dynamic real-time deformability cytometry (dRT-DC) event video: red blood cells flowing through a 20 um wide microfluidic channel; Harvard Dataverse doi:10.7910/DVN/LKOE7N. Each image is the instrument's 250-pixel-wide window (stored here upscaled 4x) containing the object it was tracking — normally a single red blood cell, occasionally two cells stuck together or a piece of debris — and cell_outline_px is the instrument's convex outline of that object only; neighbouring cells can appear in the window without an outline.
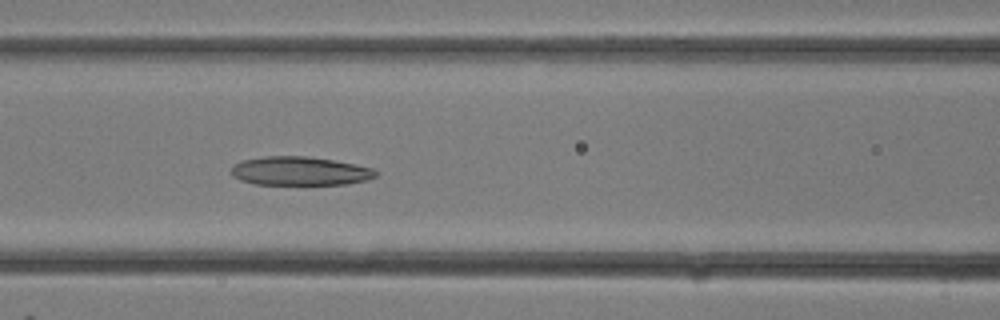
{"species": "common noctule bat (a hibernating species)", "species_latin": "Nyctalus noctula", "temperature_condition": "room temperature", "stored_images_in_passage": 10, "camera_frame_rate_fps": 3000, "um_per_image_px": 0.085, "animal": {"sex": "female"}, "frame": {"image": 1, "passage_image": 4, "time_ms": 1.0, "image_size_px": [1000, 320], "cell_outline_px": [[380, 172], [376, 176], [368, 180], [348, 184], [256, 184], [240, 180], [232, 176], [228, 172], [232, 164], [244, 160], [264, 156], [308, 156], [332, 160], [372, 168]], "centroid_in_image_um": [25.45, 14.54], "position_along_channel_um": 141.1, "area_um2": 24.33}}
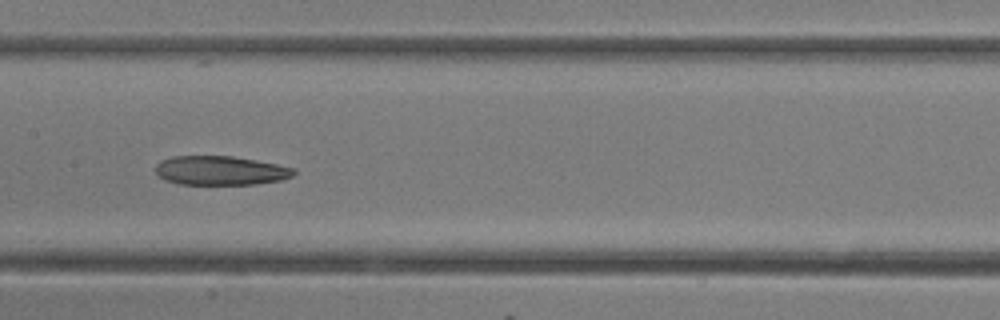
{"frame": {"image": 2, "passage_image": 6, "time_ms": 1.667, "image_size_px": [1000, 320], "cell_outline_px": [[296, 172], [292, 176], [280, 180], [256, 184], [180, 184], [164, 180], [156, 172], [156, 164], [160, 160], [172, 156], [232, 156], [256, 160], [296, 168]], "centroid_in_image_um": [18.73, 14.49], "position_along_channel_um": 188.7, "area_um2": 23.47}}
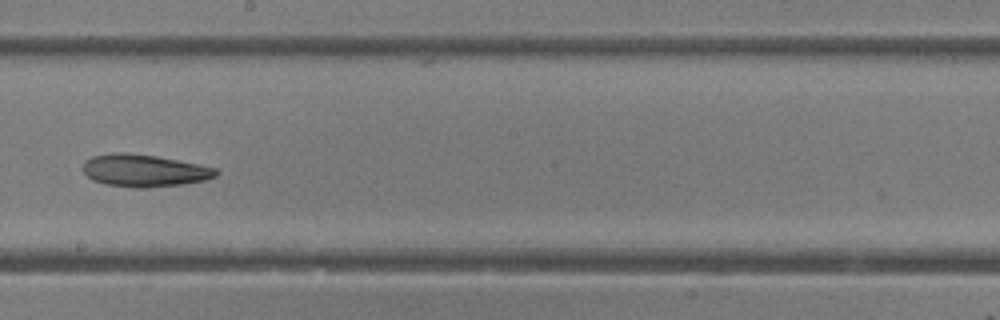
{"frame": {"image": 3, "passage_image": 8, "time_ms": 2.333, "image_size_px": [1000, 320], "cell_outline_px": [[220, 172], [216, 176], [208, 180], [184, 184], [148, 188], [132, 188], [104, 184], [92, 180], [84, 172], [84, 160], [92, 156], [112, 152], [124, 152], [156, 156], [200, 164], [216, 168]], "centroid_in_image_um": [12.28, 14.5], "position_along_channel_um": 235.9, "area_um2": 25.43}}